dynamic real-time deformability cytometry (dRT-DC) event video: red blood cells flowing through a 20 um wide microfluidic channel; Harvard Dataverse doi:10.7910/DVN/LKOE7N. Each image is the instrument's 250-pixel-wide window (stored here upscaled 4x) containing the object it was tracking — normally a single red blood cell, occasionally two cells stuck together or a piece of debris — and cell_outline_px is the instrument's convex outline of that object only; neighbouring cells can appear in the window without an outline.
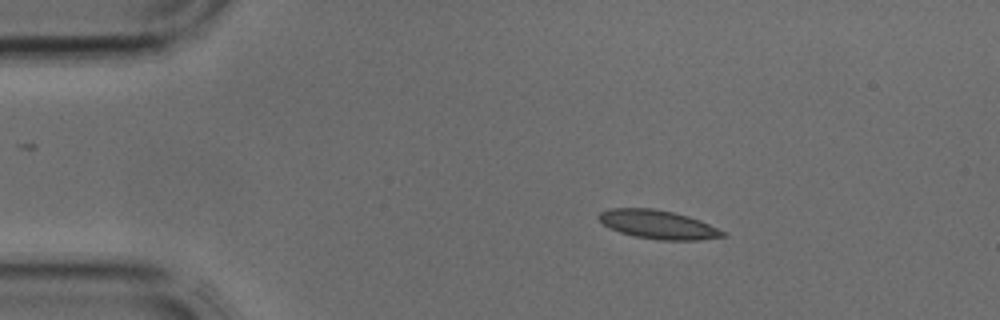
{"species": "common noctule bat (a hibernating species)", "species_latin": "Nyctalus noctula", "temperature_condition": "cold", "stored_images_in_passage": 2, "camera_frame_rate_fps": 3000, "um_per_image_px": 0.085, "animal": {"sex": "male", "body_mass_g": 17.9, "forearm_length_mm": 54.2}, "frame": {"image": 1, "passage_image": 1, "time_ms": 0.0, "image_size_px": [1000, 320], "cell_outline_px": [[728, 236], [700, 240], [660, 240], [636, 236], [620, 232], [604, 224], [596, 216], [600, 212], [608, 208], [652, 208], [672, 212], [688, 216], [700, 220], [728, 232]], "centroid_in_image_um": [55.99, 19.08], "position_along_channel_um": 29.0, "area_um2": 20.75}}